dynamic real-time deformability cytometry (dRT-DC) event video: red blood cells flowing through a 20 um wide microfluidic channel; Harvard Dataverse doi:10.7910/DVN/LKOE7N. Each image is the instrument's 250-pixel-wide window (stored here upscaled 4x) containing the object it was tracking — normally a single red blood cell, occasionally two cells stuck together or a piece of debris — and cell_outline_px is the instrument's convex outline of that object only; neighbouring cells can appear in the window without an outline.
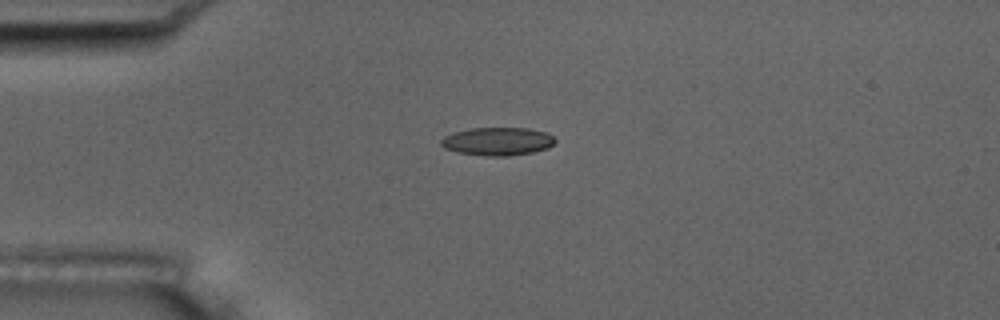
{"species": "common noctule bat (a hibernating species)", "species_latin": "Nyctalus noctula", "temperature_condition": "room temperature", "stored_images_in_passage": 7, "camera_frame_rate_fps": 3000, "um_per_image_px": 0.085, "animal": {"sex": "male", "body_mass_g": 17.5, "forearm_length_mm": 52.3}, "frame": {"image": 1, "passage_image": 4, "time_ms": 4.333, "image_size_px": [1000, 320], "cell_outline_px": [[556, 144], [548, 148], [532, 152], [508, 156], [488, 156], [460, 152], [444, 148], [440, 144], [440, 140], [444, 136], [452, 132], [472, 128], [528, 128], [544, 132], [552, 136], [556, 140]], "centroid_in_image_um": [42.29, 12.01], "position_along_channel_um": 42.7, "area_um2": 18.67}}